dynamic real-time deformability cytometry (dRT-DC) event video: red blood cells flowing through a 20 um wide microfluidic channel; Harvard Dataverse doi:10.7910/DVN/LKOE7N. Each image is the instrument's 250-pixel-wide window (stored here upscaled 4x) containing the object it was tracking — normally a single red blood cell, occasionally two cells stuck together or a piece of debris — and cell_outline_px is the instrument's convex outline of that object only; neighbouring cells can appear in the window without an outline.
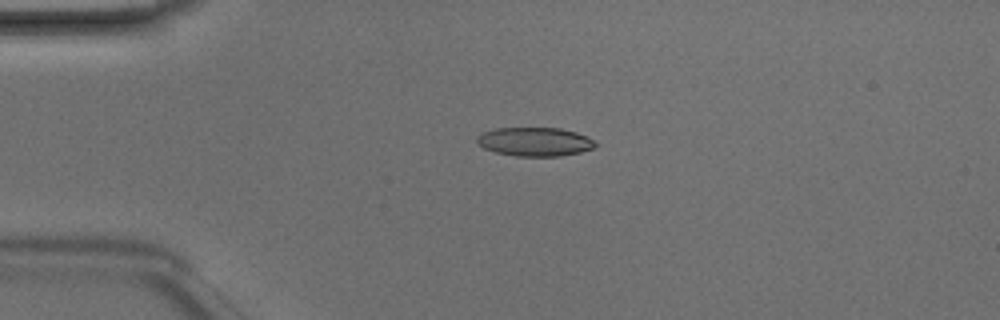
{"species": "Egyptian fruit bat (a non-hibernating species)", "species_latin": "Rousettus aegyptiacus", "temperature_condition": "room temperature", "stored_images_in_passage": 30, "camera_frame_rate_fps": 3000, "um_per_image_px": 0.085, "animal": {"sex": "male"}, "frame": {"image": 1, "passage_image": 2, "time_ms": 0.333, "image_size_px": [1000, 320], "cell_outline_px": [[600, 144], [592, 148], [580, 152], [560, 156], [516, 156], [496, 152], [484, 148], [476, 144], [476, 136], [484, 132], [496, 128], [560, 128], [576, 132]], "centroid_in_image_um": [45.43, 12.05], "position_along_channel_um": 39.6, "area_um2": 19.83}}
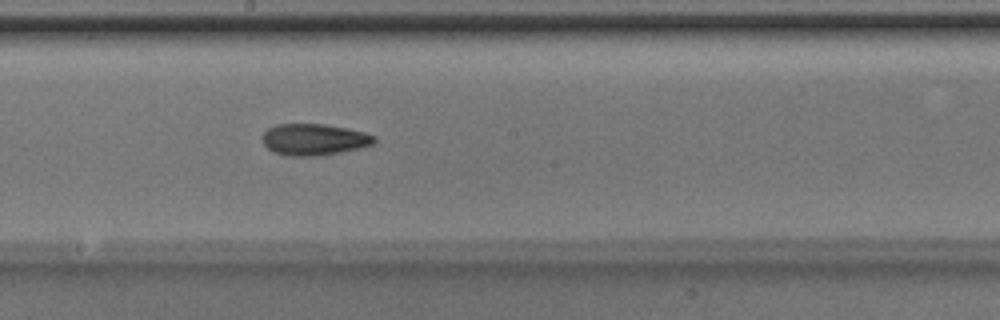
{"frame": {"image": 2, "passage_image": 17, "time_ms": 5.333, "image_size_px": [1000, 320], "cell_outline_px": [[376, 140], [372, 144], [360, 148], [320, 156], [288, 156], [272, 152], [264, 144], [264, 132], [268, 128], [276, 124], [324, 124], [364, 132], [376, 136]], "centroid_in_image_um": [26.69, 11.86], "position_along_channel_um": 221.5, "area_um2": 20.46}}
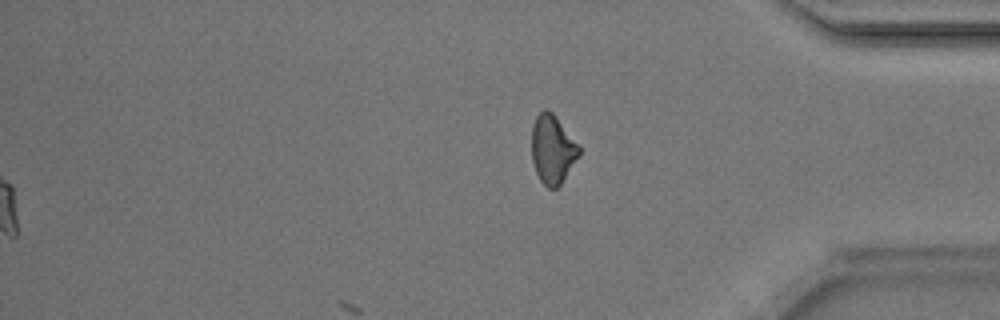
{"frame": {"image": 3, "passage_image": 30, "time_ms": 9.667, "image_size_px": [1000, 320], "cell_outline_px": [[580, 156], [560, 184], [556, 188], [548, 188], [540, 180], [536, 172], [532, 160], [532, 124], [536, 116], [544, 108], [552, 112], [556, 116], [580, 148]], "centroid_in_image_um": [46.95, 12.69], "position_along_channel_um": 388.2, "area_um2": 18.84}, "authors_computed_cell_mechanics": {"area_um2": 20.1433, "velocity_mm_per_s": 4.2396, "shape_relaxation_time_tau1_ms": 5.4577, "shape_relaxation_time_tau2_ms": 4.4814, "deformation_change_tau1": 0.1462, "deformation_change_tau2": 0.1273}}